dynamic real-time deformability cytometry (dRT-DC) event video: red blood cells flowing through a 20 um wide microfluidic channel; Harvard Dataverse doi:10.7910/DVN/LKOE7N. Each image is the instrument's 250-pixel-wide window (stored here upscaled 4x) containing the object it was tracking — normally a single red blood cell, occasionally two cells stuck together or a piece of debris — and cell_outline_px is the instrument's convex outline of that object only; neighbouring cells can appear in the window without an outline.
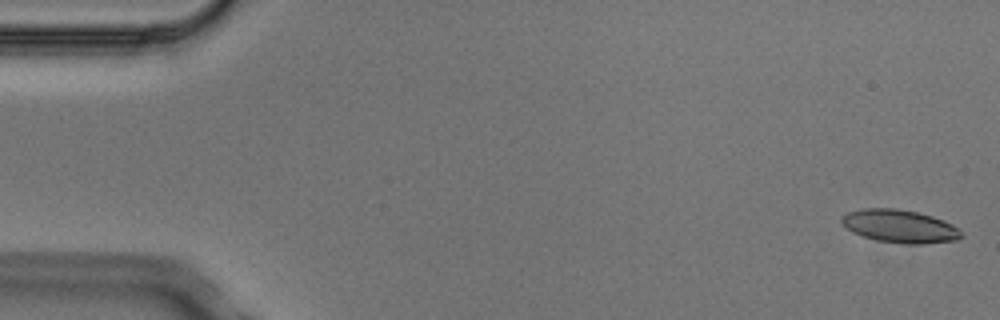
{"species": "Egyptian fruit bat (a non-hibernating species)", "species_latin": "Rousettus aegyptiacus", "temperature_condition": "cold", "stored_images_in_passage": 7, "camera_frame_rate_fps": 3000, "um_per_image_px": 0.085, "animal": {"sex": "male"}, "frame": {"image": 1, "passage_image": 1, "time_ms": 0.0, "image_size_px": [1000, 320], "cell_outline_px": [[964, 236], [956, 240], [924, 244], [904, 244], [876, 240], [852, 232], [840, 220], [840, 216], [848, 212], [864, 208], [896, 208], [916, 212], [932, 216], [952, 224], [960, 228]], "centroid_in_image_um": [76.5, 19.23], "position_along_channel_um": 8.5, "area_um2": 23.06}}
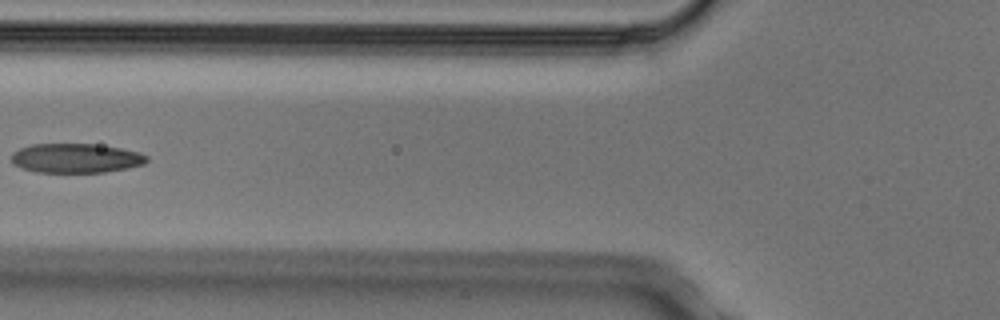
{"frame": {"image": 2, "passage_image": 6, "time_ms": 1.667, "image_size_px": [1000, 320], "cell_outline_px": [[148, 160], [144, 164], [104, 172], [36, 172], [20, 168], [12, 164], [12, 152], [20, 148], [32, 144], [96, 144], [120, 148], [140, 152], [148, 156]], "centroid_in_image_um": [6.42, 13.44], "position_along_channel_um": 119.4, "area_um2": 23.18}}
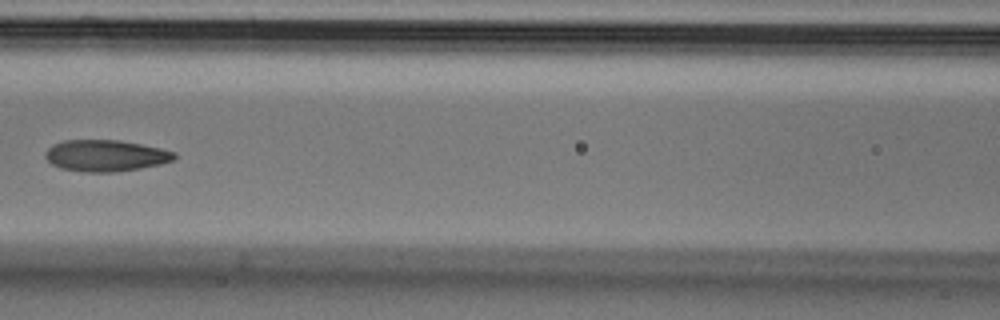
{"frame": {"image": 3, "passage_image": 7, "time_ms": 2.0, "image_size_px": [1000, 320], "cell_outline_px": [[176, 156], [172, 160], [160, 164], [140, 168], [112, 172], [84, 172], [60, 168], [52, 164], [44, 156], [44, 152], [52, 144], [64, 140], [120, 140], [160, 148], [176, 152]], "centroid_in_image_um": [8.94, 13.22], "position_along_channel_um": 157.7, "area_um2": 23.64}}